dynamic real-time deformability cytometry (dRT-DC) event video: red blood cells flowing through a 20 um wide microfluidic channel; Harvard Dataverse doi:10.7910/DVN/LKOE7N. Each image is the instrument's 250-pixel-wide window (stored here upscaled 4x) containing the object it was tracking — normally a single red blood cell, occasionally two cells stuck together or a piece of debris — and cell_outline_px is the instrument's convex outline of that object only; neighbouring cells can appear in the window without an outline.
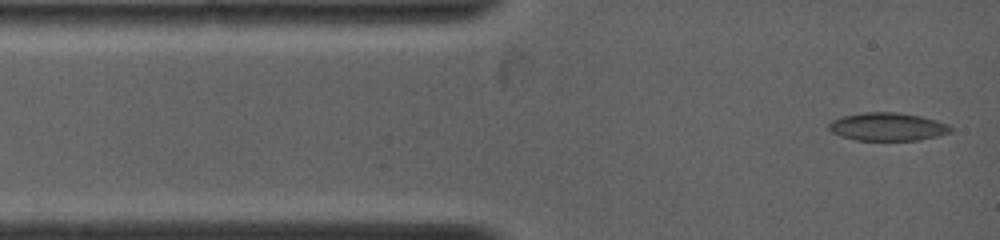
{"species": "common noctule bat (a hibernating species)", "species_latin": "Nyctalus noctula", "temperature_condition": "warm", "stored_images_in_passage": 6, "camera_frame_rate_fps": 4500, "um_per_image_px": 0.085, "animal": {"sex": "female", "body_mass_g": 19.0, "forearm_length_mm": 53.3}, "frame": {"image": 1, "passage_image": 1, "time_ms": 0.0, "image_size_px": [1000, 240], "cell_outline_px": [[952, 132], [920, 140], [856, 140], [840, 136], [832, 132], [828, 128], [828, 124], [832, 120], [844, 116], [864, 112], [896, 112], [920, 116], [936, 120], [948, 124], [952, 128]], "centroid_in_image_um": [75.44, 10.77], "position_along_channel_um": 9.6, "area_um2": 19.88}}
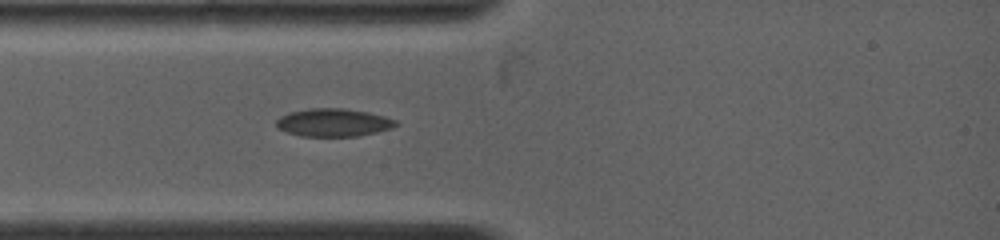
{"frame": {"image": 2, "passage_image": 4, "time_ms": 2.222, "image_size_px": [1000, 240], "cell_outline_px": [[396, 124], [392, 128], [376, 132], [356, 136], [300, 136], [288, 132], [280, 128], [276, 124], [276, 120], [280, 116], [288, 112], [308, 108], [340, 108], [368, 112], [384, 116], [396, 120]], "centroid_in_image_um": [28.32, 10.41], "position_along_channel_um": 56.7, "area_um2": 19.31}}
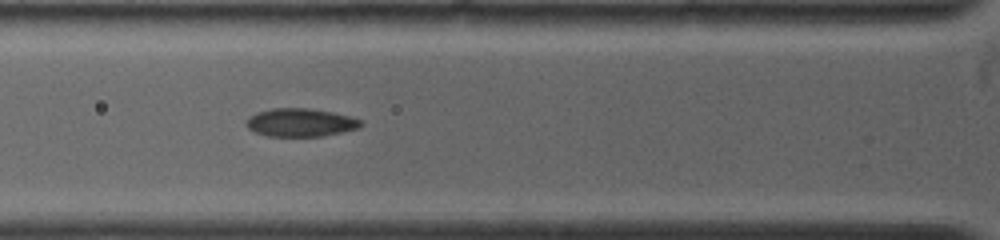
{"frame": {"image": 3, "passage_image": 6, "time_ms": 3.333, "image_size_px": [1000, 240], "cell_outline_px": [[364, 124], [356, 128], [340, 132], [320, 136], [268, 136], [256, 132], [248, 128], [248, 120], [256, 112], [272, 108], [308, 108], [332, 112], [348, 116], [360, 120]], "centroid_in_image_um": [25.54, 10.4], "position_along_channel_um": 100.3, "area_um2": 18.38}}